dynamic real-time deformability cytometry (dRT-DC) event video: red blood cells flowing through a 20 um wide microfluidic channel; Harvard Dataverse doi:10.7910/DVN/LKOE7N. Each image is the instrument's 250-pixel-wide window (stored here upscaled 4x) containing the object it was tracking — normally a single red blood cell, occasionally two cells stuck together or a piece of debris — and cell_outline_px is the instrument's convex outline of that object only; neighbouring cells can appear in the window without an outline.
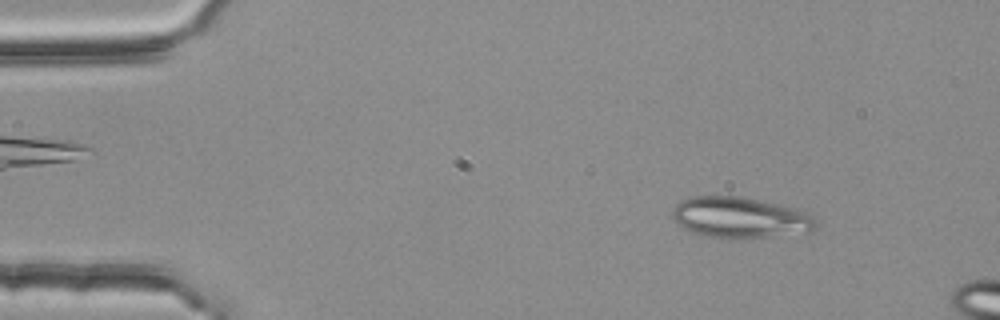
{"species": "common noctule bat (a hibernating species)", "species_latin": "Nyctalus noctula", "temperature_condition": "room temperature", "stored_images_in_passage": 3, "camera_frame_rate_fps": 3000, "um_per_image_px": 0.085, "animal": {"sex": "female", "body_mass_g": 25.1}, "frame": {"image": 1, "passage_image": 1, "time_ms": 0.0, "image_size_px": [1000, 320], "cell_outline_px": [[816, 228], [812, 232], [764, 236], [708, 236], [692, 232], [676, 224], [672, 216], [672, 208], [680, 200], [692, 196], [744, 196], [792, 208], [804, 212], [812, 216], [816, 220]], "centroid_in_image_um": [62.86, 18.45], "position_along_channel_um": 22.1, "area_um2": 33.52}}